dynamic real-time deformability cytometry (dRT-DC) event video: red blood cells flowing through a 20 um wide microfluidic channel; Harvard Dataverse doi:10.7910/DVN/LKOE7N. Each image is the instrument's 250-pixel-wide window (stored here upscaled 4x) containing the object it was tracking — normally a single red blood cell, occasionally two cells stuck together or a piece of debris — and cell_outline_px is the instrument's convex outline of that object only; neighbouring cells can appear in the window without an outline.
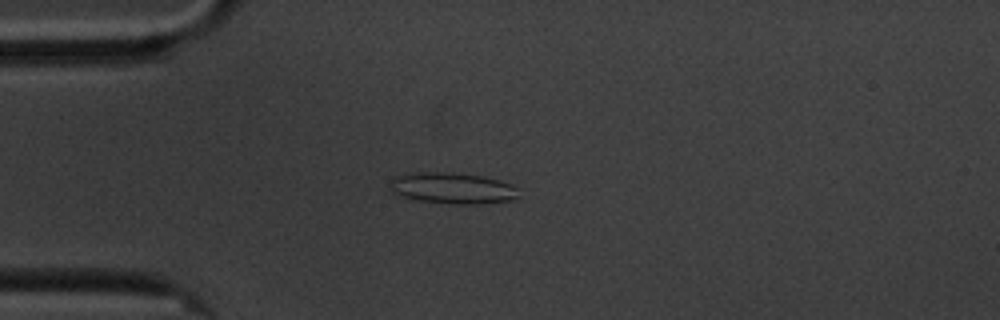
{"species": "common noctule bat (a hibernating species)", "species_latin": "Nyctalus noctula", "temperature_condition": "cold", "stored_images_in_passage": 59, "camera_frame_rate_fps": 3000, "um_per_image_px": 0.085, "animal": {"sex": "male", "body_mass_g": 20.1, "forearm_length_mm": 53.5}, "frame": {"image": 1, "passage_image": 15, "time_ms": 4.667, "image_size_px": [1000, 320], "cell_outline_px": [[516, 196], [512, 200], [476, 204], [460, 204], [420, 200], [404, 196], [392, 192], [388, 184], [392, 176], [416, 172], [452, 172], [484, 176], [500, 180], [512, 184], [516, 188]], "centroid_in_image_um": [38.42, 15.97], "position_along_channel_um": 46.6, "area_um2": 23.29}}
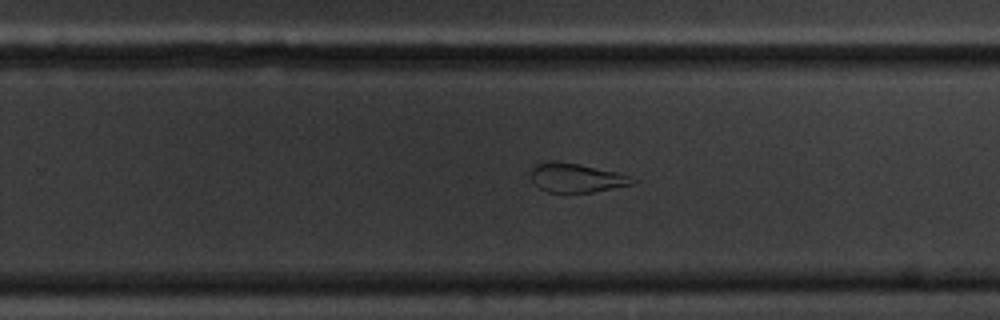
{"frame": {"image": 2, "passage_image": 37, "time_ms": 12.0, "image_size_px": [1000, 320], "cell_outline_px": [[640, 180], [632, 184], [592, 192], [548, 192], [540, 188], [532, 180], [532, 168], [536, 164], [548, 160], [556, 160], [580, 164], [616, 172]], "centroid_in_image_um": [48.98, 15.09], "position_along_channel_um": 280.8, "area_um2": 17.11}}
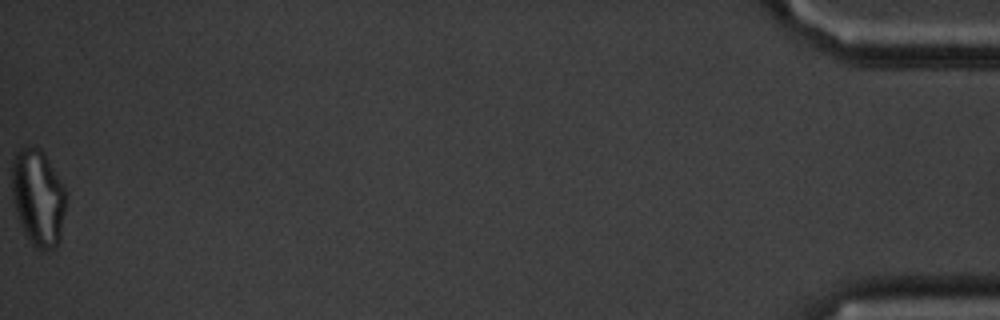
{"frame": {"image": 3, "passage_image": 59, "time_ms": 19.333, "image_size_px": [1000, 320], "cell_outline_px": [[68, 192], [60, 240], [56, 248], [44, 252], [36, 248], [32, 244], [24, 232], [20, 224], [16, 212], [12, 196], [12, 160], [16, 152], [20, 148], [28, 144], [40, 148], [44, 152]], "centroid_in_image_um": [3.26, 16.78], "position_along_channel_um": 431.9, "area_um2": 31.21}, "authors_computed_cell_mechanics": {"area_um2": 23.2934, "velocity_mm_per_s": 3.4029, "shape_relaxation_time_tau1_ms": null, "shape_relaxation_time_tau2_ms": 2.9594, "deformation_change_tau1": null, "deformation_change_tau2": 0.1083}}